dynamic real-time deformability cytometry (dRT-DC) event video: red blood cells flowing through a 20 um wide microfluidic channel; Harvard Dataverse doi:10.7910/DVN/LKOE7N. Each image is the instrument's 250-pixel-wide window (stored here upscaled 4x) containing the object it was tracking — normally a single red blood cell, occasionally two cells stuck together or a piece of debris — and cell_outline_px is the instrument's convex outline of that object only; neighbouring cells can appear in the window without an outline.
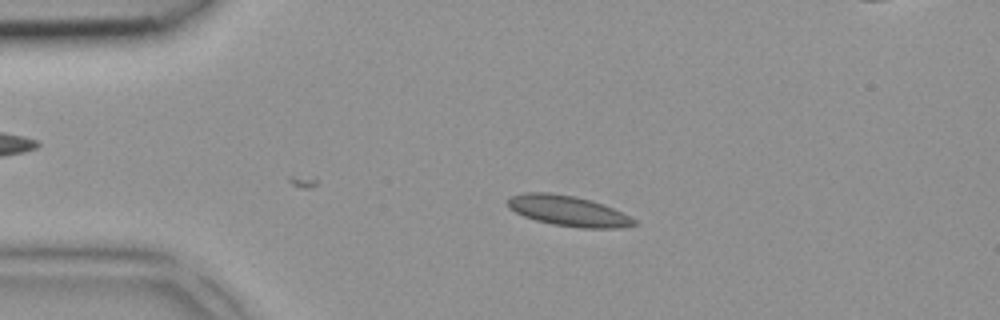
{"species": "common noctule bat (a hibernating species)", "species_latin": "Nyctalus noctula", "temperature_condition": "room temperature", "stored_images_in_passage": 4, "camera_frame_rate_fps": 3000, "um_per_image_px": 0.085, "animal": {"sex": "female", "body_mass_g": 18.4}, "frame": {"image": 1, "passage_image": 2, "time_ms": 0.333, "image_size_px": [1000, 320], "cell_outline_px": [[640, 224], [620, 228], [580, 228], [552, 224], [536, 220], [524, 216], [508, 208], [508, 200], [512, 196], [524, 192], [548, 192], [572, 196], [592, 200], [604, 204], [636, 220]], "centroid_in_image_um": [48.31, 17.93], "position_along_channel_um": 36.7, "area_um2": 22.31}}